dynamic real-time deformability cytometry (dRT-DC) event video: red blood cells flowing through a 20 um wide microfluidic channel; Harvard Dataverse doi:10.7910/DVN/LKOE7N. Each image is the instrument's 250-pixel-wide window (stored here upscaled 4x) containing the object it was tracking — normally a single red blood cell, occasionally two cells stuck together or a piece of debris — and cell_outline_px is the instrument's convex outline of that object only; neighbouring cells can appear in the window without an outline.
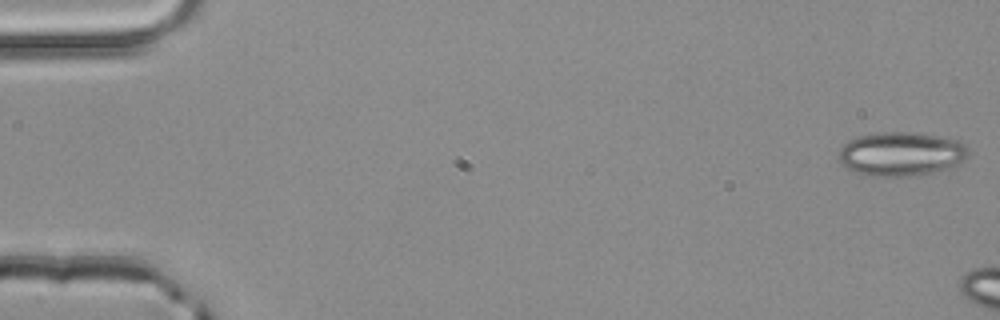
{"species": "common noctule bat (a hibernating species)", "species_latin": "Nyctalus noctula", "temperature_condition": "room temperature", "stored_images_in_passage": 7, "camera_frame_rate_fps": 3000, "um_per_image_px": 0.085, "animal": {"sex": "male", "body_mass_g": 20.4}, "frame": {"image": 1, "passage_image": 1, "time_ms": 0.0, "image_size_px": [1000, 320], "cell_outline_px": [[968, 156], [964, 160], [956, 164], [932, 172], [900, 176], [868, 176], [856, 172], [840, 164], [836, 160], [836, 156], [840, 148], [848, 140], [856, 136], [880, 132], [904, 132], [936, 136], [956, 140], [964, 144], [968, 148]], "centroid_in_image_um": [76.5, 13.08], "position_along_channel_um": 8.5, "area_um2": 33.0}}